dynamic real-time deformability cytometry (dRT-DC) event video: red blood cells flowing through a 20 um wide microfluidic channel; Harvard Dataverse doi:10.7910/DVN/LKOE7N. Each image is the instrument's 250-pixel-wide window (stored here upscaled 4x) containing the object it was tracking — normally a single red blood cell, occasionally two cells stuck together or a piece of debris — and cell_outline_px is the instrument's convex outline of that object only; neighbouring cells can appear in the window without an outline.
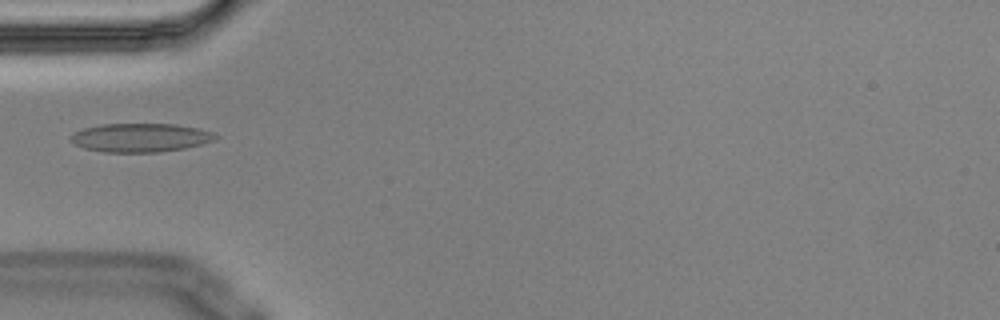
{"species": "Egyptian fruit bat (a non-hibernating species)", "species_latin": "Rousettus aegyptiacus", "temperature_condition": "cold", "stored_images_in_passage": 4, "camera_frame_rate_fps": 3000, "um_per_image_px": 0.085, "animal": {"sex": "male"}, "frame": {"image": 1, "passage_image": 2, "time_ms": 0.333, "image_size_px": [1000, 320], "cell_outline_px": [[220, 136], [216, 140], [184, 148], [160, 152], [104, 152], [84, 148], [76, 144], [72, 140], [72, 136], [76, 132], [84, 128], [100, 124], [176, 124], [200, 128], [212, 132]], "centroid_in_image_um": [12.0, 11.69], "position_along_channel_um": 73.0, "area_um2": 24.1}}